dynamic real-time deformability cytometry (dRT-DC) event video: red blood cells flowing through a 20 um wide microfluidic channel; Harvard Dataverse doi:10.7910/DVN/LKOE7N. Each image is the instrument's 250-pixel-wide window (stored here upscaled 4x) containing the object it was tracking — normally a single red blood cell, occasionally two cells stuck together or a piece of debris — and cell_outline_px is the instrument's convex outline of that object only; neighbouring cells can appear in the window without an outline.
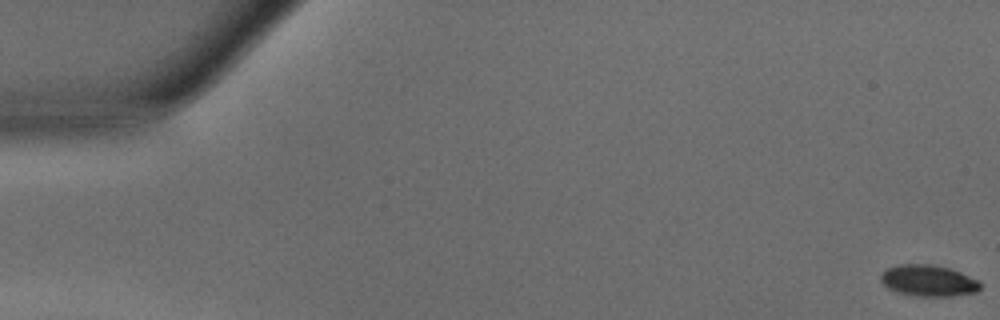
{"species": "common noctule bat (a hibernating species)", "species_latin": "Nyctalus noctula", "temperature_condition": "warm", "stored_images_in_passage": 39, "camera_frame_rate_fps": 3000, "um_per_image_px": 0.085, "animal": {"sex": "male", "body_mass_g": 15.6}, "frame": {"image": 1, "passage_image": 1, "time_ms": 0.0, "image_size_px": [1000, 320], "cell_outline_px": [[980, 288], [976, 292], [952, 296], [916, 296], [896, 292], [888, 288], [880, 280], [880, 272], [884, 268], [900, 264], [932, 264], [948, 268], [960, 272], [980, 280]], "centroid_in_image_um": [78.88, 23.85], "position_along_channel_um": 6.1, "area_um2": 18.38}}
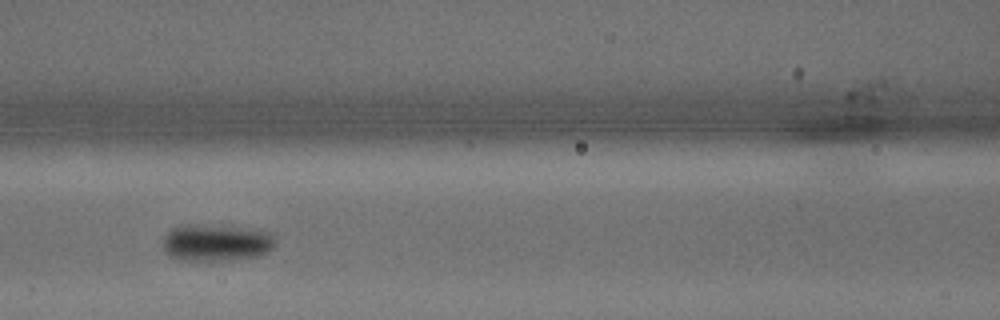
{"frame": {"image": 2, "passage_image": 22, "time_ms": 7.0, "image_size_px": [1000, 320], "cell_outline_px": [[276, 244], [264, 256], [220, 260], [176, 260], [168, 256], [164, 252], [164, 236], [172, 228], [188, 224], [236, 228], [268, 232], [276, 240]], "centroid_in_image_um": [18.35, 20.66], "position_along_channel_um": 148.2, "area_um2": 23.87}}
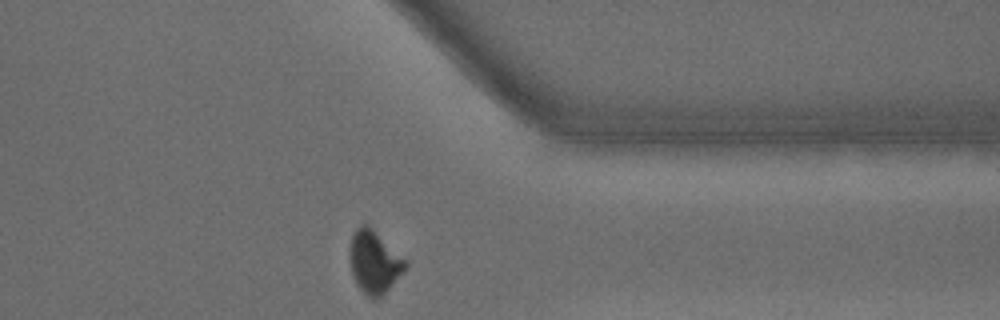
{"frame": {"image": 3, "passage_image": 39, "time_ms": 12.667, "image_size_px": [1000, 320], "cell_outline_px": [[408, 268], [380, 296], [372, 300], [356, 284], [352, 272], [348, 256], [352, 236], [356, 228], [364, 224], [368, 224], [408, 264]], "centroid_in_image_um": [31.78, 22.27], "position_along_channel_um": 379.6, "area_um2": 19.83}, "authors_computed_cell_mechanics": {"area_um2": 21.097, "velocity_mm_per_s": 4.2016, "shape_relaxation_time_tau1_ms": 2.4634, "shape_relaxation_time_tau2_ms": null, "deformation_change_tau1": 0.1312, "deformation_change_tau2": null}}